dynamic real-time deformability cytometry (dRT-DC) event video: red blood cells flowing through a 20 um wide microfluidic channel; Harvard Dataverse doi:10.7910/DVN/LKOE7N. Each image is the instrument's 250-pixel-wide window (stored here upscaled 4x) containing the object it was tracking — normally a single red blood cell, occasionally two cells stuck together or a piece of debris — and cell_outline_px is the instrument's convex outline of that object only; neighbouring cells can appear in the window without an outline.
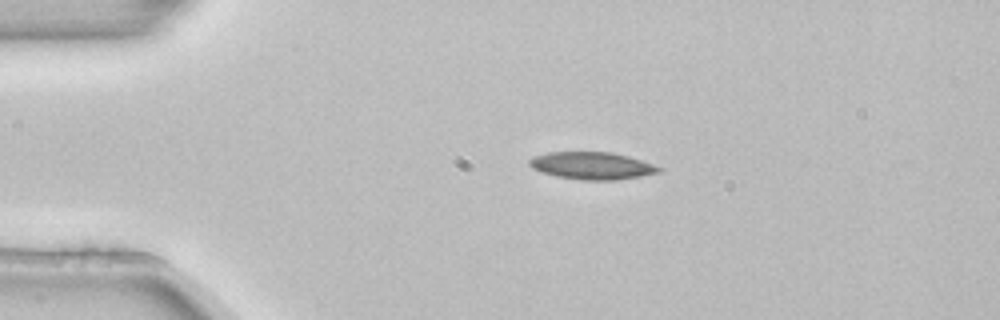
{"species": "common noctule bat (a hibernating species)", "species_latin": "Nyctalus noctula", "temperature_condition": "room temperature", "stored_images_in_passage": 2, "camera_frame_rate_fps": 3000, "um_per_image_px": 0.085, "animal": {"sex": "female", "body_mass_g": 22.7, "forearm_length_mm": 54.2}, "frame": {"image": 1, "passage_image": 1, "time_ms": 0.0, "image_size_px": [1000, 320], "cell_outline_px": [[664, 168], [660, 172], [640, 176], [616, 180], [580, 180], [556, 176], [532, 168], [528, 164], [528, 160], [532, 156], [548, 152], [612, 152], [628, 156]], "centroid_in_image_um": [50.3, 14.08], "position_along_channel_um": 34.7, "area_um2": 20.63}}